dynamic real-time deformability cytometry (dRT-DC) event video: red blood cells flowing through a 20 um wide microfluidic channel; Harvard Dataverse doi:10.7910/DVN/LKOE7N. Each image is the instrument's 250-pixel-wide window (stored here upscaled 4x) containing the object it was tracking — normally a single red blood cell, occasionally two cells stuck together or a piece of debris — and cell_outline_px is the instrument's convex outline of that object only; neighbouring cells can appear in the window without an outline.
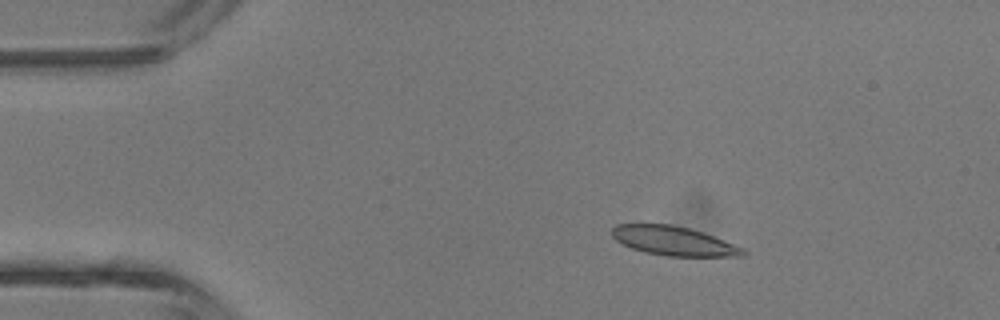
{"species": "common noctule bat (a hibernating species)", "species_latin": "Nyctalus noctula", "temperature_condition": "room temperature", "stored_images_in_passage": 3, "camera_frame_rate_fps": 3000, "um_per_image_px": 0.085, "animal": {"sex": "male", "body_mass_g": 13.3}, "frame": {"image": 1, "passage_image": 1, "time_ms": 0.0, "image_size_px": [1000, 320], "cell_outline_px": [[748, 252], [744, 256], [664, 256], [644, 252], [632, 248], [616, 240], [612, 236], [612, 228], [616, 224], [672, 224], [704, 232], [744, 248]], "centroid_in_image_um": [57.28, 20.48], "position_along_channel_um": 27.7, "area_um2": 22.31}}
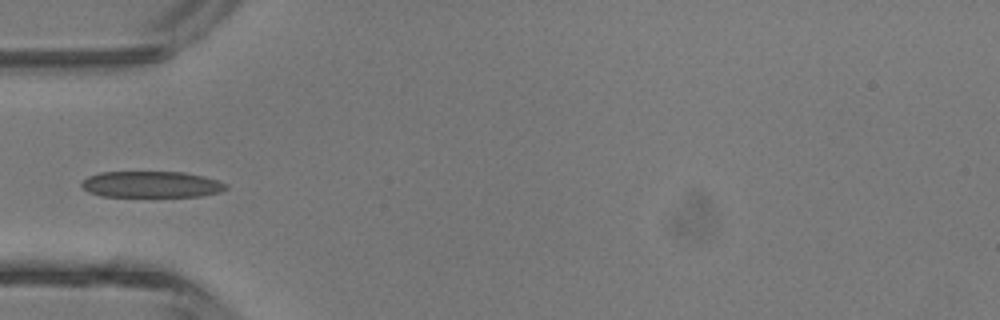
{"frame": {"image": 2, "passage_image": 3, "time_ms": 2.333, "image_size_px": [1000, 320], "cell_outline_px": [[228, 188], [220, 192], [200, 196], [100, 196], [88, 192], [80, 184], [80, 180], [88, 176], [100, 172], [184, 172], [204, 176], [228, 184]], "centroid_in_image_um": [12.84, 15.67], "position_along_channel_um": 72.2, "area_um2": 22.2}}